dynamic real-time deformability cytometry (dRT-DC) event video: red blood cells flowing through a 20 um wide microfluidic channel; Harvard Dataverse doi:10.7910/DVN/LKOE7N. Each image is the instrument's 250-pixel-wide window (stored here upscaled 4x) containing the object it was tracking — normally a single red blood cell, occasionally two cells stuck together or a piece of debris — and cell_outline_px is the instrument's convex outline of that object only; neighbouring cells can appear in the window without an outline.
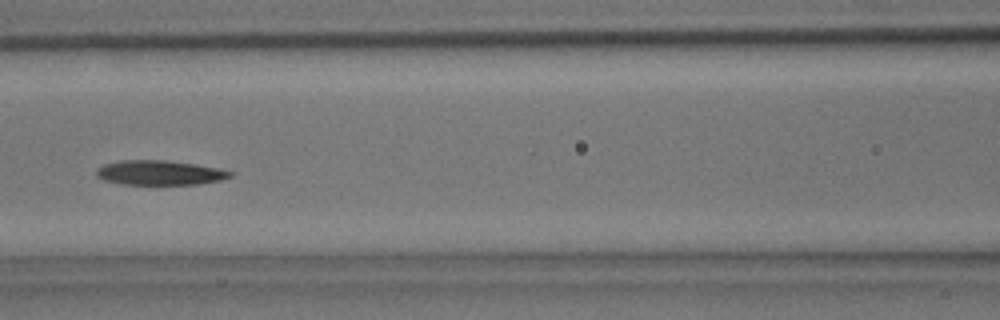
{"species": "common noctule bat (a hibernating species)", "species_latin": "Nyctalus noctula", "temperature_condition": "room temperature", "stored_images_in_passage": 44, "camera_frame_rate_fps": 3000, "um_per_image_px": 0.085, "animal": {"sex": "male", "body_mass_g": 15.6}, "frame": {"image": 1, "passage_image": 19, "time_ms": 6.0, "image_size_px": [1000, 320], "cell_outline_px": [[236, 172], [232, 176], [220, 180], [200, 184], [124, 184], [104, 180], [96, 176], [96, 172], [104, 164], [120, 160], [168, 160], [216, 168]], "centroid_in_image_um": [13.59, 14.68], "position_along_channel_um": 153.0, "area_um2": 19.02}}
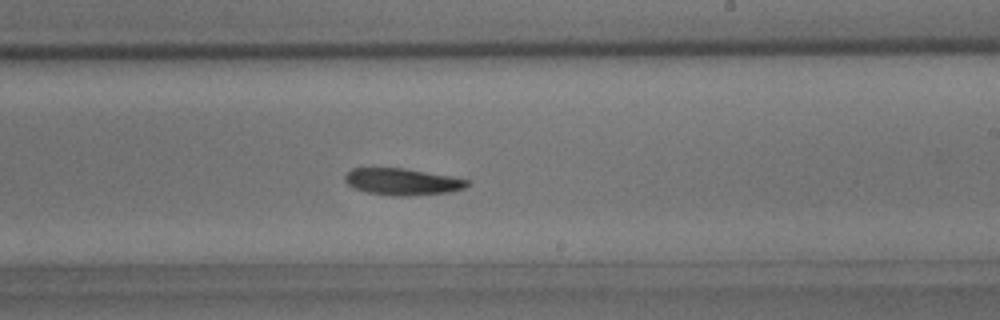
{"frame": {"image": 2, "passage_image": 26, "time_ms": 8.333, "image_size_px": [1000, 320], "cell_outline_px": [[472, 180], [464, 188], [448, 192], [408, 196], [392, 196], [368, 192], [352, 188], [344, 180], [344, 176], [352, 168], [404, 168], [452, 176]], "centroid_in_image_um": [34.2, 15.44], "position_along_channel_um": 254.8, "area_um2": 19.13}}